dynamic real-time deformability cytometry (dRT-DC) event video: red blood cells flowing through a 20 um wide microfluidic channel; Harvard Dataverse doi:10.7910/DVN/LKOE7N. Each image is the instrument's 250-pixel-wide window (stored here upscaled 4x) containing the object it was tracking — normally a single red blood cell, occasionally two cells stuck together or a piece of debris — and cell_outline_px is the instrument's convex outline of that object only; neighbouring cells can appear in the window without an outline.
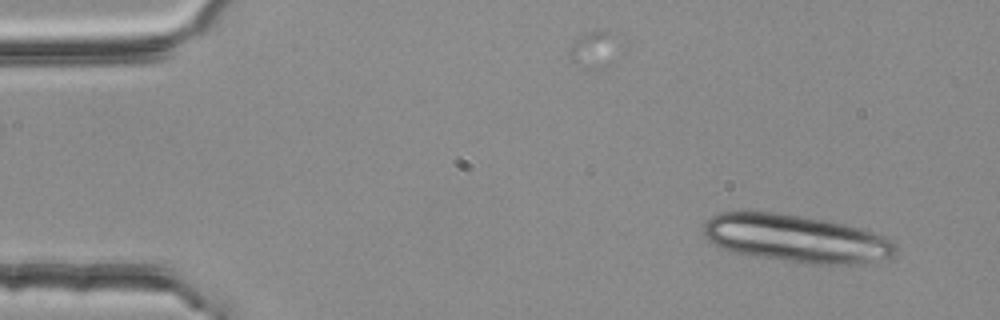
{"species": "common noctule bat (a hibernating species)", "species_latin": "Nyctalus noctula", "temperature_condition": "room temperature", "stored_images_in_passage": 3, "camera_frame_rate_fps": 3000, "um_per_image_px": 0.085, "animal": {"sex": "female", "body_mass_g": 25.1}, "frame": {"image": 1, "passage_image": 3, "time_ms": 0.667, "image_size_px": [1000, 320], "cell_outline_px": [[896, 252], [892, 256], [852, 264], [816, 264], [736, 252], [720, 248], [708, 240], [704, 236], [704, 224], [712, 216], [720, 212], [772, 212], [828, 220], [848, 224], [884, 236], [896, 244]], "centroid_in_image_um": [67.66, 20.25], "position_along_channel_um": 17.3, "area_um2": 52.37}}